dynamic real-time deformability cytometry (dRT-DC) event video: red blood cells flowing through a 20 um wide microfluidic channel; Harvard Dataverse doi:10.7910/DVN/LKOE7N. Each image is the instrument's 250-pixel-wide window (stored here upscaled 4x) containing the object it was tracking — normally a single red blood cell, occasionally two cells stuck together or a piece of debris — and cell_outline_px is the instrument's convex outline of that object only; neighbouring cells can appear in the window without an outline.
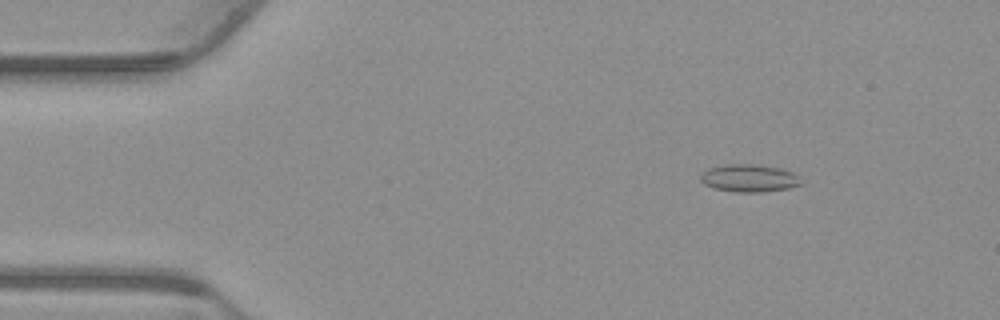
{"species": "common noctule bat (a hibernating species)", "species_latin": "Nyctalus noctula", "temperature_condition": "warm", "stored_images_in_passage": 55, "camera_frame_rate_fps": 3000, "um_per_image_px": 0.085, "animal": {"sex": "male", "body_mass_g": 23.1, "forearm_length_mm": 52.7}, "frame": {"image": 1, "passage_image": 8, "time_ms": 2.333, "image_size_px": [1000, 320], "cell_outline_px": [[804, 184], [788, 188], [764, 192], [736, 192], [716, 188], [704, 184], [700, 180], [700, 176], [708, 168], [724, 164], [760, 164], [780, 168], [792, 172]], "centroid_in_image_um": [63.68, 15.13], "position_along_channel_um": 21.3, "area_um2": 16.18}}
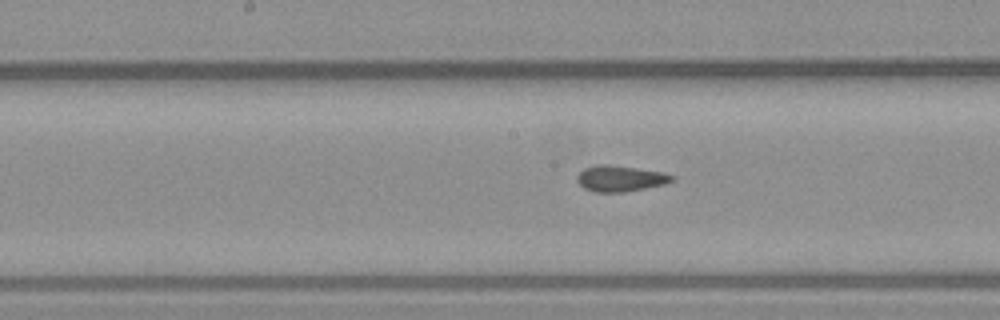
{"frame": {"image": 2, "passage_image": 28, "time_ms": 9.0, "image_size_px": [1000, 320], "cell_outline_px": [[676, 176], [672, 180], [664, 184], [624, 192], [596, 192], [584, 188], [576, 180], [576, 176], [584, 168], [596, 164], [608, 164], [664, 172]], "centroid_in_image_um": [52.7, 15.16], "position_along_channel_um": 195.5, "area_um2": 14.33}}
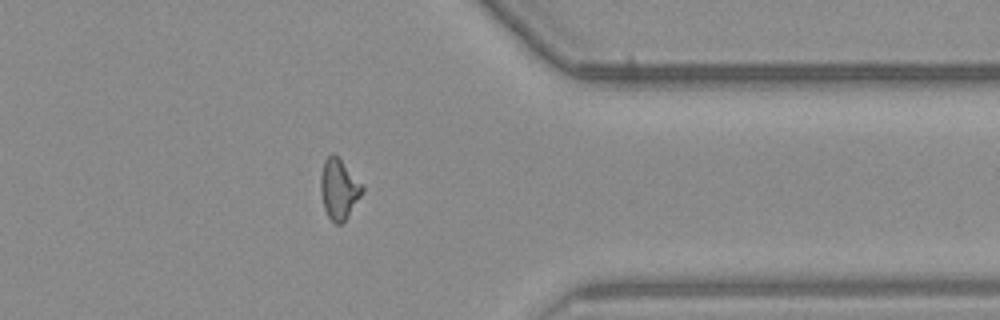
{"frame": {"image": 3, "passage_image": 44, "time_ms": 14.333, "image_size_px": [1000, 320], "cell_outline_px": [[364, 192], [348, 216], [340, 224], [336, 224], [328, 216], [324, 208], [320, 192], [320, 176], [324, 160], [332, 152], [364, 184]], "centroid_in_image_um": [28.82, 16.06], "position_along_channel_um": 382.6, "area_um2": 14.68}, "authors_computed_cell_mechanics": {"area_um2": 14.5656, "velocity_mm_per_s": 3.7754, "shape_relaxation_time_tau1_ms": null, "shape_relaxation_time_tau2_ms": 1.8138, "deformation_change_tau1": null, "deformation_change_tau2": 0.0771}}